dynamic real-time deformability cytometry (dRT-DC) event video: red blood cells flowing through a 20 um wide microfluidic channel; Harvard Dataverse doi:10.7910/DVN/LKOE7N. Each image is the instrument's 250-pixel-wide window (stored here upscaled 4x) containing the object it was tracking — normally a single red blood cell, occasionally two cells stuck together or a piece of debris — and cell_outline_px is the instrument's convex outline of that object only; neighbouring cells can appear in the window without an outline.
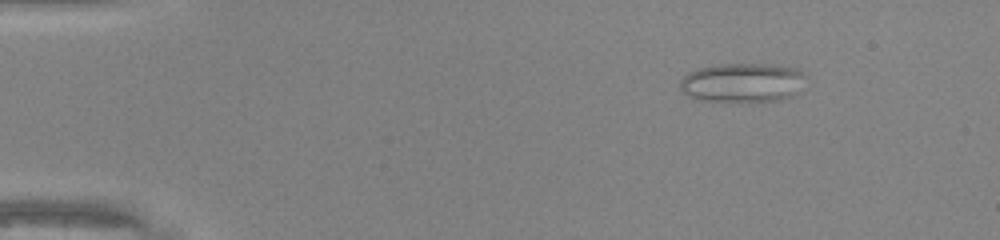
{"species": "common noctule bat (a hibernating species)", "species_latin": "Nyctalus noctula", "temperature_condition": "warm", "stored_images_in_passage": 48, "camera_frame_rate_fps": 3000, "um_per_image_px": 0.085, "animal": {"sex": "male", "body_mass_g": 20.0, "forearm_length_mm": 53.3}, "frame": {"image": 1, "passage_image": 7, "time_ms": 2.0, "image_size_px": [1000, 240], "cell_outline_px": [[808, 76], [800, 92], [792, 96], [780, 100], [696, 100], [680, 92], [680, 80], [688, 72], [696, 68], [716, 64], [768, 64], [800, 68]], "centroid_in_image_um": [63.15, 6.99], "position_along_channel_um": 21.9, "area_um2": 29.13}}
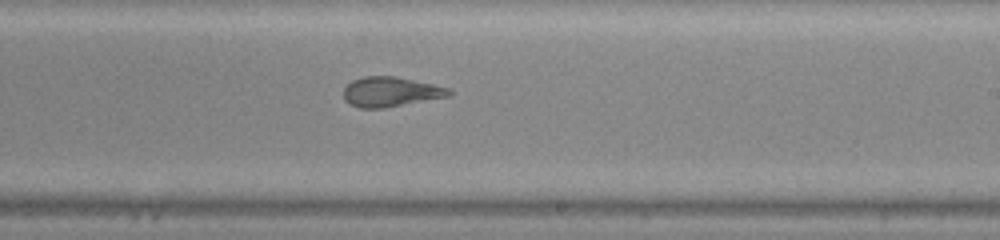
{"frame": {"image": 2, "passage_image": 30, "time_ms": 9.667, "image_size_px": [1000, 240], "cell_outline_px": [[452, 96], [380, 108], [360, 108], [348, 104], [344, 100], [344, 88], [352, 80], [364, 76], [396, 76], [432, 84], [448, 88], [452, 92]], "centroid_in_image_um": [33.18, 7.8], "position_along_channel_um": 255.8, "area_um2": 18.26}}
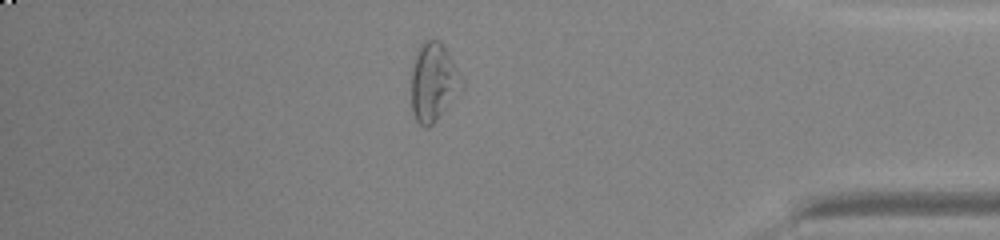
{"frame": {"image": 3, "passage_image": 42, "time_ms": 13.667, "image_size_px": [1000, 240], "cell_outline_px": [[464, 88], [436, 120], [428, 128], [420, 124], [416, 120], [412, 112], [412, 68], [420, 44], [424, 40], [440, 40], [464, 80]], "centroid_in_image_um": [36.86, 6.99], "position_along_channel_um": 398.3, "area_um2": 22.89}, "authors_computed_cell_mechanics": {"area_um2": 22.1085, "velocity_mm_per_s": 4.3099, "shape_relaxation_time_tau1_ms": null, "shape_relaxation_time_tau2_ms": 1.3139, "deformation_change_tau1": null, "deformation_change_tau2": 0.1108}}